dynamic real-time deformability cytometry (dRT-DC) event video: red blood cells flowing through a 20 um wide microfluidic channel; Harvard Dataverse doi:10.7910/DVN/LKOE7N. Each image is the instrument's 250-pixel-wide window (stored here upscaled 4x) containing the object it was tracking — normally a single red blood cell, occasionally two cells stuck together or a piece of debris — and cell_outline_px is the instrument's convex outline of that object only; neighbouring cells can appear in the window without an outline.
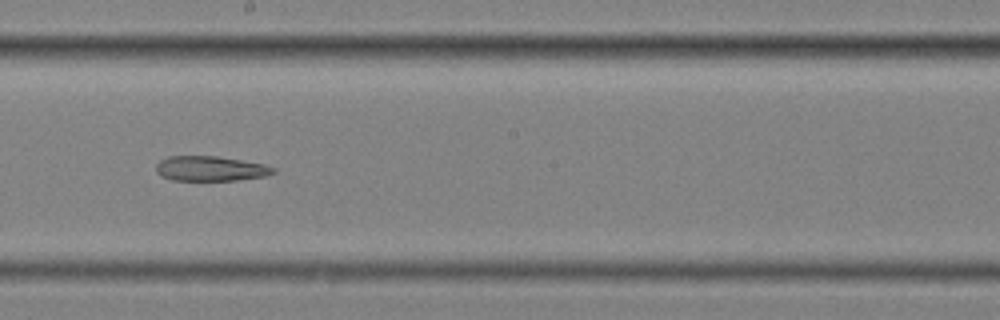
{"species": "common noctule bat (a hibernating species)", "species_latin": "Nyctalus noctula", "temperature_condition": "cold", "stored_images_in_passage": 15, "camera_frame_rate_fps": 3000, "um_per_image_px": 0.085, "animal": {"sex": "female", "body_mass_g": 25.1}, "frame": {"image": 1, "passage_image": 9, "time_ms": 2.667, "image_size_px": [1000, 320], "cell_outline_px": [[276, 172], [264, 176], [236, 180], [172, 180], [160, 176], [156, 172], [156, 164], [160, 160], [168, 156], [216, 156], [264, 164], [276, 168]], "centroid_in_image_um": [17.86, 14.33], "position_along_channel_um": 230.3, "area_um2": 16.99}}
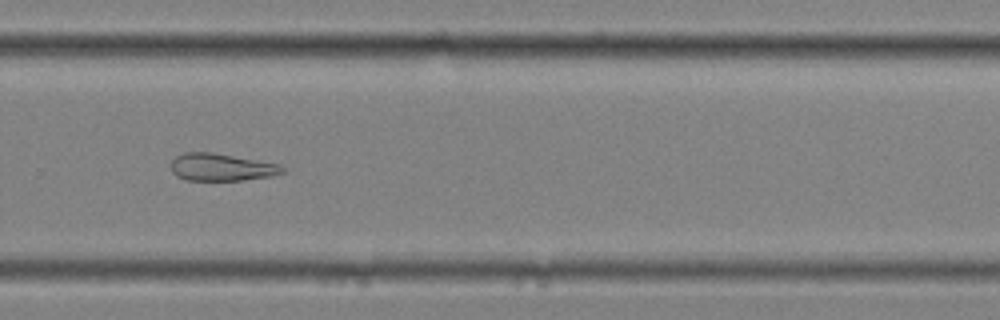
{"frame": {"image": 2, "passage_image": 11, "time_ms": 3.333, "image_size_px": [1000, 320], "cell_outline_px": [[288, 168], [284, 172], [272, 176], [244, 180], [184, 180], [176, 176], [172, 172], [172, 160], [176, 156], [184, 152], [212, 152], [280, 164]], "centroid_in_image_um": [18.85, 14.21], "position_along_channel_um": 311.0, "area_um2": 17.92}}